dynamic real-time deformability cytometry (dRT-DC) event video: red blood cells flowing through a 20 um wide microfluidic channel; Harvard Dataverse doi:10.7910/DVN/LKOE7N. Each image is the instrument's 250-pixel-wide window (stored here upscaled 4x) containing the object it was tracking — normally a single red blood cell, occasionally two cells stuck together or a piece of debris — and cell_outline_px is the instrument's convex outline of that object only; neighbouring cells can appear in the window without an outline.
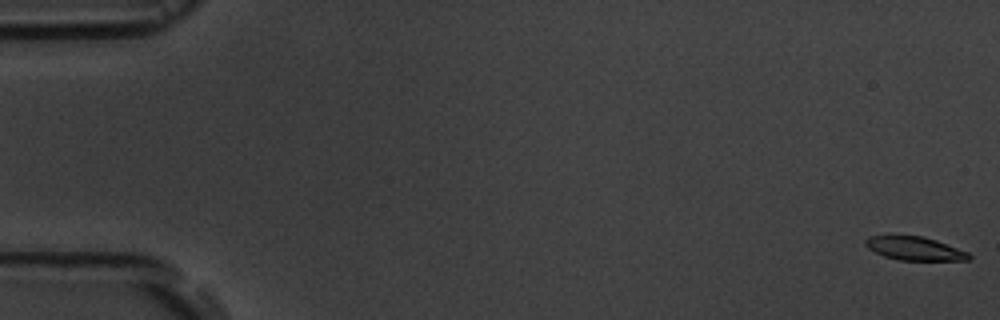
{"species": "common noctule bat (a hibernating species)", "species_latin": "Nyctalus noctula", "temperature_condition": "room temperature", "stored_images_in_passage": 16, "camera_frame_rate_fps": 3000, "um_per_image_px": 0.085, "animal": {"sex": "male", "body_mass_g": 19.5, "forearm_length_mm": 54.6}, "frame": {"image": 1, "passage_image": 1, "time_ms": 0.0, "image_size_px": [1000, 320], "cell_outline_px": [[972, 260], [900, 260], [884, 256], [868, 248], [864, 244], [864, 240], [868, 236], [924, 236], [936, 240], [968, 252], [972, 256]], "centroid_in_image_um": [77.76, 21.12], "position_along_channel_um": 7.2, "area_um2": 14.1}}
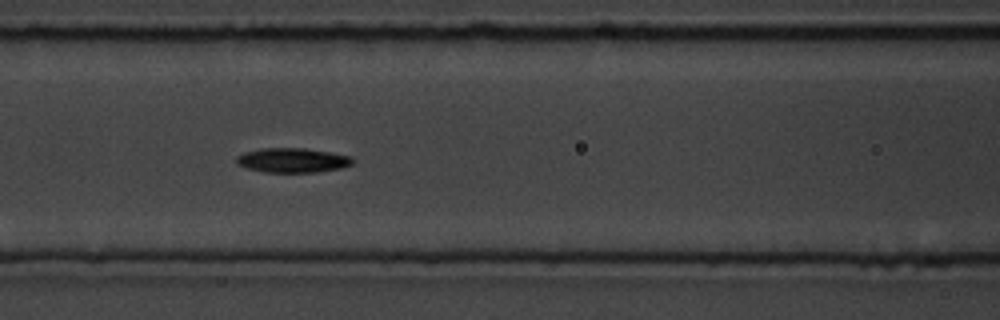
{"frame": {"image": 2, "passage_image": 7, "time_ms": 8.0, "image_size_px": [1000, 320], "cell_outline_px": [[356, 160], [352, 164], [340, 168], [320, 172], [264, 172], [248, 168], [236, 164], [236, 156], [244, 152], [260, 148], [304, 148], [352, 156]], "centroid_in_image_um": [24.87, 13.62], "position_along_channel_um": 141.7, "area_um2": 16.7}}
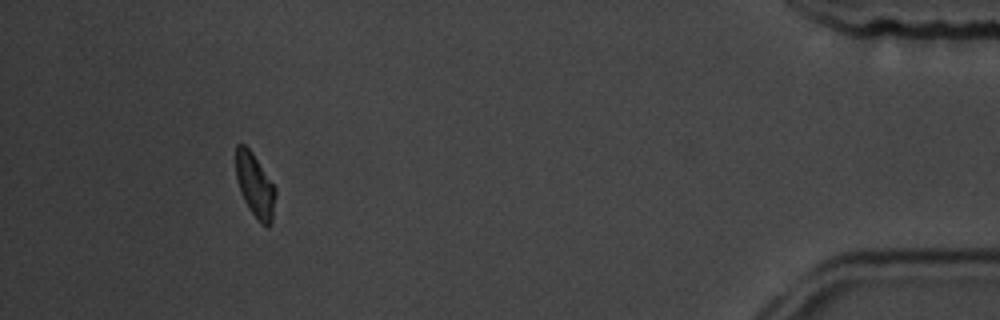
{"frame": {"image": 3, "passage_image": 15, "time_ms": 17.333, "image_size_px": [1000, 320], "cell_outline_px": [[276, 196], [272, 220], [268, 228], [260, 224], [244, 200], [240, 192], [236, 176], [236, 144], [244, 144], [252, 152], [276, 188]], "centroid_in_image_um": [21.69, 15.78], "position_along_channel_um": 413.5, "area_um2": 14.68}, "authors_computed_cell_mechanics": {"area_um2": 15.7216, "velocity_mm_per_s": 3.596, "shape_relaxation_time_tau1_ms": 3.4679, "shape_relaxation_time_tau2_ms": 5.7592, "deformation_change_tau1": 0.0815, "deformation_change_tau2": 0.1049}}